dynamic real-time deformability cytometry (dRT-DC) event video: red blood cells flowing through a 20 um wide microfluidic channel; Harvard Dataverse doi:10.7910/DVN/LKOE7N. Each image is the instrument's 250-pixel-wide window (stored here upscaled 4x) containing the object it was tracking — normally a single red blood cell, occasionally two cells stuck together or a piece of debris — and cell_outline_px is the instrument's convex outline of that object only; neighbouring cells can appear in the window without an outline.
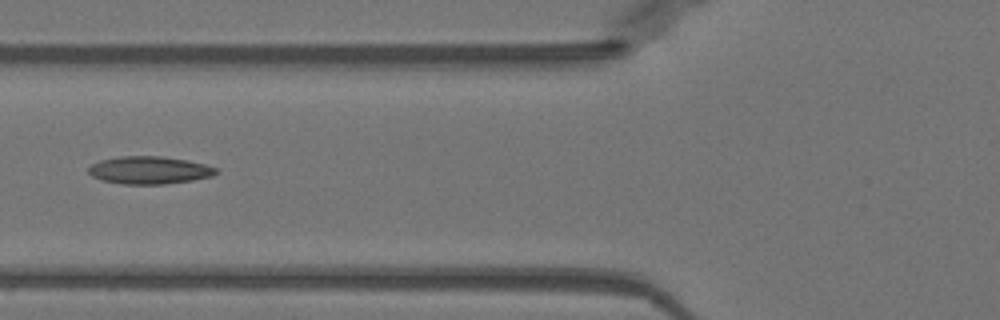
{"species": "Egyptian fruit bat (a non-hibernating species)", "species_latin": "Rousettus aegyptiacus", "temperature_condition": "warm", "stored_images_in_passage": 35, "camera_frame_rate_fps": 3000, "um_per_image_px": 0.085, "animal": {"sex": "female"}, "frame": {"image": 1, "passage_image": 20, "time_ms": 6.333, "image_size_px": [1000, 320], "cell_outline_px": [[220, 172], [212, 176], [192, 180], [164, 184], [124, 184], [104, 180], [92, 176], [88, 172], [88, 168], [92, 164], [100, 160], [120, 156], [160, 156], [188, 160], [220, 168]], "centroid_in_image_um": [12.74, 14.46], "position_along_channel_um": 113.1, "area_um2": 20.58}}